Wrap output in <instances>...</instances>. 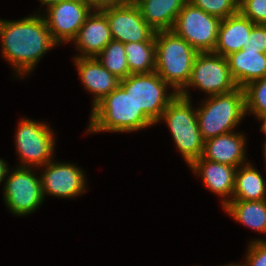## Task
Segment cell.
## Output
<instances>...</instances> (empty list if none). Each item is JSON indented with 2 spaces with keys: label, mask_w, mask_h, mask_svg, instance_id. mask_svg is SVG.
I'll return each instance as SVG.
<instances>
[{
  "label": "cell",
  "mask_w": 266,
  "mask_h": 266,
  "mask_svg": "<svg viewBox=\"0 0 266 266\" xmlns=\"http://www.w3.org/2000/svg\"><path fill=\"white\" fill-rule=\"evenodd\" d=\"M223 208L239 223L266 233V200H230Z\"/></svg>",
  "instance_id": "obj_22"
},
{
  "label": "cell",
  "mask_w": 266,
  "mask_h": 266,
  "mask_svg": "<svg viewBox=\"0 0 266 266\" xmlns=\"http://www.w3.org/2000/svg\"><path fill=\"white\" fill-rule=\"evenodd\" d=\"M189 166L198 176L201 174L203 183L209 190L225 198L222 201L224 207L228 203L226 197L232 196L234 192L237 167L205 160L201 157Z\"/></svg>",
  "instance_id": "obj_17"
},
{
  "label": "cell",
  "mask_w": 266,
  "mask_h": 266,
  "mask_svg": "<svg viewBox=\"0 0 266 266\" xmlns=\"http://www.w3.org/2000/svg\"><path fill=\"white\" fill-rule=\"evenodd\" d=\"M226 266H241V265H239V264H228V265H226Z\"/></svg>",
  "instance_id": "obj_35"
},
{
  "label": "cell",
  "mask_w": 266,
  "mask_h": 266,
  "mask_svg": "<svg viewBox=\"0 0 266 266\" xmlns=\"http://www.w3.org/2000/svg\"><path fill=\"white\" fill-rule=\"evenodd\" d=\"M96 58H99L98 61L102 66L120 80L130 75L124 43L113 39L104 47Z\"/></svg>",
  "instance_id": "obj_24"
},
{
  "label": "cell",
  "mask_w": 266,
  "mask_h": 266,
  "mask_svg": "<svg viewBox=\"0 0 266 266\" xmlns=\"http://www.w3.org/2000/svg\"><path fill=\"white\" fill-rule=\"evenodd\" d=\"M248 43L243 49L260 50V53L266 54V25L256 24L250 32Z\"/></svg>",
  "instance_id": "obj_29"
},
{
  "label": "cell",
  "mask_w": 266,
  "mask_h": 266,
  "mask_svg": "<svg viewBox=\"0 0 266 266\" xmlns=\"http://www.w3.org/2000/svg\"><path fill=\"white\" fill-rule=\"evenodd\" d=\"M248 248L246 261L241 266H266V241L256 239Z\"/></svg>",
  "instance_id": "obj_28"
},
{
  "label": "cell",
  "mask_w": 266,
  "mask_h": 266,
  "mask_svg": "<svg viewBox=\"0 0 266 266\" xmlns=\"http://www.w3.org/2000/svg\"><path fill=\"white\" fill-rule=\"evenodd\" d=\"M189 86L197 87L209 96L226 94L238 88L231 76L226 57L214 52L197 54L190 79L178 94L188 98L186 87Z\"/></svg>",
  "instance_id": "obj_7"
},
{
  "label": "cell",
  "mask_w": 266,
  "mask_h": 266,
  "mask_svg": "<svg viewBox=\"0 0 266 266\" xmlns=\"http://www.w3.org/2000/svg\"><path fill=\"white\" fill-rule=\"evenodd\" d=\"M230 200L260 201L266 200V184L257 169L249 163L238 167L235 173V187Z\"/></svg>",
  "instance_id": "obj_21"
},
{
  "label": "cell",
  "mask_w": 266,
  "mask_h": 266,
  "mask_svg": "<svg viewBox=\"0 0 266 266\" xmlns=\"http://www.w3.org/2000/svg\"><path fill=\"white\" fill-rule=\"evenodd\" d=\"M2 53L18 74L29 73L40 58L58 43L53 39L44 16L17 21L0 20Z\"/></svg>",
  "instance_id": "obj_1"
},
{
  "label": "cell",
  "mask_w": 266,
  "mask_h": 266,
  "mask_svg": "<svg viewBox=\"0 0 266 266\" xmlns=\"http://www.w3.org/2000/svg\"><path fill=\"white\" fill-rule=\"evenodd\" d=\"M62 1H64V0H40L42 5L45 4L47 6L54 5V4H57V3H61Z\"/></svg>",
  "instance_id": "obj_33"
},
{
  "label": "cell",
  "mask_w": 266,
  "mask_h": 266,
  "mask_svg": "<svg viewBox=\"0 0 266 266\" xmlns=\"http://www.w3.org/2000/svg\"><path fill=\"white\" fill-rule=\"evenodd\" d=\"M125 4H137L140 0H124Z\"/></svg>",
  "instance_id": "obj_34"
},
{
  "label": "cell",
  "mask_w": 266,
  "mask_h": 266,
  "mask_svg": "<svg viewBox=\"0 0 266 266\" xmlns=\"http://www.w3.org/2000/svg\"><path fill=\"white\" fill-rule=\"evenodd\" d=\"M258 120H261L263 121V124L261 125V131H263L265 134H266V114H263V115H259L258 116Z\"/></svg>",
  "instance_id": "obj_32"
},
{
  "label": "cell",
  "mask_w": 266,
  "mask_h": 266,
  "mask_svg": "<svg viewBox=\"0 0 266 266\" xmlns=\"http://www.w3.org/2000/svg\"><path fill=\"white\" fill-rule=\"evenodd\" d=\"M18 127L15 143L22 160L21 167H40L50 162L55 143L49 126L25 118Z\"/></svg>",
  "instance_id": "obj_9"
},
{
  "label": "cell",
  "mask_w": 266,
  "mask_h": 266,
  "mask_svg": "<svg viewBox=\"0 0 266 266\" xmlns=\"http://www.w3.org/2000/svg\"><path fill=\"white\" fill-rule=\"evenodd\" d=\"M155 72L179 93L188 83L198 52L173 30L155 33Z\"/></svg>",
  "instance_id": "obj_3"
},
{
  "label": "cell",
  "mask_w": 266,
  "mask_h": 266,
  "mask_svg": "<svg viewBox=\"0 0 266 266\" xmlns=\"http://www.w3.org/2000/svg\"><path fill=\"white\" fill-rule=\"evenodd\" d=\"M120 85L129 92L138 109L156 124L168 104L178 95L174 90L166 94V83L155 71L150 73L130 74L120 80Z\"/></svg>",
  "instance_id": "obj_6"
},
{
  "label": "cell",
  "mask_w": 266,
  "mask_h": 266,
  "mask_svg": "<svg viewBox=\"0 0 266 266\" xmlns=\"http://www.w3.org/2000/svg\"><path fill=\"white\" fill-rule=\"evenodd\" d=\"M90 8L96 11H103L110 8H115L125 4L124 0H85Z\"/></svg>",
  "instance_id": "obj_30"
},
{
  "label": "cell",
  "mask_w": 266,
  "mask_h": 266,
  "mask_svg": "<svg viewBox=\"0 0 266 266\" xmlns=\"http://www.w3.org/2000/svg\"><path fill=\"white\" fill-rule=\"evenodd\" d=\"M255 25L240 12L222 19L213 52L226 57L233 52L240 51L249 44V35Z\"/></svg>",
  "instance_id": "obj_18"
},
{
  "label": "cell",
  "mask_w": 266,
  "mask_h": 266,
  "mask_svg": "<svg viewBox=\"0 0 266 266\" xmlns=\"http://www.w3.org/2000/svg\"><path fill=\"white\" fill-rule=\"evenodd\" d=\"M239 12L254 24L266 25V0H239Z\"/></svg>",
  "instance_id": "obj_27"
},
{
  "label": "cell",
  "mask_w": 266,
  "mask_h": 266,
  "mask_svg": "<svg viewBox=\"0 0 266 266\" xmlns=\"http://www.w3.org/2000/svg\"><path fill=\"white\" fill-rule=\"evenodd\" d=\"M80 79L94 93L93 107L120 85V79L110 73L96 57H75Z\"/></svg>",
  "instance_id": "obj_14"
},
{
  "label": "cell",
  "mask_w": 266,
  "mask_h": 266,
  "mask_svg": "<svg viewBox=\"0 0 266 266\" xmlns=\"http://www.w3.org/2000/svg\"><path fill=\"white\" fill-rule=\"evenodd\" d=\"M208 99V100H207ZM196 109L199 130L204 141L232 132L246 115L244 88L208 96Z\"/></svg>",
  "instance_id": "obj_4"
},
{
  "label": "cell",
  "mask_w": 266,
  "mask_h": 266,
  "mask_svg": "<svg viewBox=\"0 0 266 266\" xmlns=\"http://www.w3.org/2000/svg\"><path fill=\"white\" fill-rule=\"evenodd\" d=\"M179 152L190 165L202 155L204 140L199 130L197 114L192 109L190 97L177 95L162 113Z\"/></svg>",
  "instance_id": "obj_5"
},
{
  "label": "cell",
  "mask_w": 266,
  "mask_h": 266,
  "mask_svg": "<svg viewBox=\"0 0 266 266\" xmlns=\"http://www.w3.org/2000/svg\"><path fill=\"white\" fill-rule=\"evenodd\" d=\"M4 200L15 215L32 213L44 200L40 177L31 167H19L5 181Z\"/></svg>",
  "instance_id": "obj_10"
},
{
  "label": "cell",
  "mask_w": 266,
  "mask_h": 266,
  "mask_svg": "<svg viewBox=\"0 0 266 266\" xmlns=\"http://www.w3.org/2000/svg\"><path fill=\"white\" fill-rule=\"evenodd\" d=\"M244 92L246 113L250 111L256 117L266 114V76L249 83Z\"/></svg>",
  "instance_id": "obj_25"
},
{
  "label": "cell",
  "mask_w": 266,
  "mask_h": 266,
  "mask_svg": "<svg viewBox=\"0 0 266 266\" xmlns=\"http://www.w3.org/2000/svg\"><path fill=\"white\" fill-rule=\"evenodd\" d=\"M188 0H140L136 5L145 22L156 32L172 30Z\"/></svg>",
  "instance_id": "obj_20"
},
{
  "label": "cell",
  "mask_w": 266,
  "mask_h": 266,
  "mask_svg": "<svg viewBox=\"0 0 266 266\" xmlns=\"http://www.w3.org/2000/svg\"><path fill=\"white\" fill-rule=\"evenodd\" d=\"M188 2L221 20L239 12V0H188Z\"/></svg>",
  "instance_id": "obj_26"
},
{
  "label": "cell",
  "mask_w": 266,
  "mask_h": 266,
  "mask_svg": "<svg viewBox=\"0 0 266 266\" xmlns=\"http://www.w3.org/2000/svg\"><path fill=\"white\" fill-rule=\"evenodd\" d=\"M92 13L73 39L82 53L76 57H96L113 40L106 15L95 10Z\"/></svg>",
  "instance_id": "obj_15"
},
{
  "label": "cell",
  "mask_w": 266,
  "mask_h": 266,
  "mask_svg": "<svg viewBox=\"0 0 266 266\" xmlns=\"http://www.w3.org/2000/svg\"><path fill=\"white\" fill-rule=\"evenodd\" d=\"M7 163L0 159V183L5 179L8 174Z\"/></svg>",
  "instance_id": "obj_31"
},
{
  "label": "cell",
  "mask_w": 266,
  "mask_h": 266,
  "mask_svg": "<svg viewBox=\"0 0 266 266\" xmlns=\"http://www.w3.org/2000/svg\"><path fill=\"white\" fill-rule=\"evenodd\" d=\"M40 176L43 196L72 198L85 191L84 174L73 164L48 162Z\"/></svg>",
  "instance_id": "obj_13"
},
{
  "label": "cell",
  "mask_w": 266,
  "mask_h": 266,
  "mask_svg": "<svg viewBox=\"0 0 266 266\" xmlns=\"http://www.w3.org/2000/svg\"><path fill=\"white\" fill-rule=\"evenodd\" d=\"M221 19L186 2L179 12L173 31L186 40L198 53L213 52Z\"/></svg>",
  "instance_id": "obj_8"
},
{
  "label": "cell",
  "mask_w": 266,
  "mask_h": 266,
  "mask_svg": "<svg viewBox=\"0 0 266 266\" xmlns=\"http://www.w3.org/2000/svg\"><path fill=\"white\" fill-rule=\"evenodd\" d=\"M88 132H132L155 124L119 85L92 107Z\"/></svg>",
  "instance_id": "obj_2"
},
{
  "label": "cell",
  "mask_w": 266,
  "mask_h": 266,
  "mask_svg": "<svg viewBox=\"0 0 266 266\" xmlns=\"http://www.w3.org/2000/svg\"><path fill=\"white\" fill-rule=\"evenodd\" d=\"M264 145H265V146H264V151H265V158H266V142H265Z\"/></svg>",
  "instance_id": "obj_36"
},
{
  "label": "cell",
  "mask_w": 266,
  "mask_h": 266,
  "mask_svg": "<svg viewBox=\"0 0 266 266\" xmlns=\"http://www.w3.org/2000/svg\"><path fill=\"white\" fill-rule=\"evenodd\" d=\"M231 76L236 85L244 88L266 76V54L260 50L241 49L226 56Z\"/></svg>",
  "instance_id": "obj_19"
},
{
  "label": "cell",
  "mask_w": 266,
  "mask_h": 266,
  "mask_svg": "<svg viewBox=\"0 0 266 266\" xmlns=\"http://www.w3.org/2000/svg\"><path fill=\"white\" fill-rule=\"evenodd\" d=\"M47 10L44 19L58 44L72 41L92 11L85 0H64L48 6Z\"/></svg>",
  "instance_id": "obj_11"
},
{
  "label": "cell",
  "mask_w": 266,
  "mask_h": 266,
  "mask_svg": "<svg viewBox=\"0 0 266 266\" xmlns=\"http://www.w3.org/2000/svg\"><path fill=\"white\" fill-rule=\"evenodd\" d=\"M112 38L122 43L155 41V33L143 19L136 4H124L102 11Z\"/></svg>",
  "instance_id": "obj_12"
},
{
  "label": "cell",
  "mask_w": 266,
  "mask_h": 266,
  "mask_svg": "<svg viewBox=\"0 0 266 266\" xmlns=\"http://www.w3.org/2000/svg\"><path fill=\"white\" fill-rule=\"evenodd\" d=\"M130 74L150 73L156 67L155 41L129 42L124 44Z\"/></svg>",
  "instance_id": "obj_23"
},
{
  "label": "cell",
  "mask_w": 266,
  "mask_h": 266,
  "mask_svg": "<svg viewBox=\"0 0 266 266\" xmlns=\"http://www.w3.org/2000/svg\"><path fill=\"white\" fill-rule=\"evenodd\" d=\"M245 136L229 132L204 141L201 158L233 167H242L245 157Z\"/></svg>",
  "instance_id": "obj_16"
}]
</instances>
